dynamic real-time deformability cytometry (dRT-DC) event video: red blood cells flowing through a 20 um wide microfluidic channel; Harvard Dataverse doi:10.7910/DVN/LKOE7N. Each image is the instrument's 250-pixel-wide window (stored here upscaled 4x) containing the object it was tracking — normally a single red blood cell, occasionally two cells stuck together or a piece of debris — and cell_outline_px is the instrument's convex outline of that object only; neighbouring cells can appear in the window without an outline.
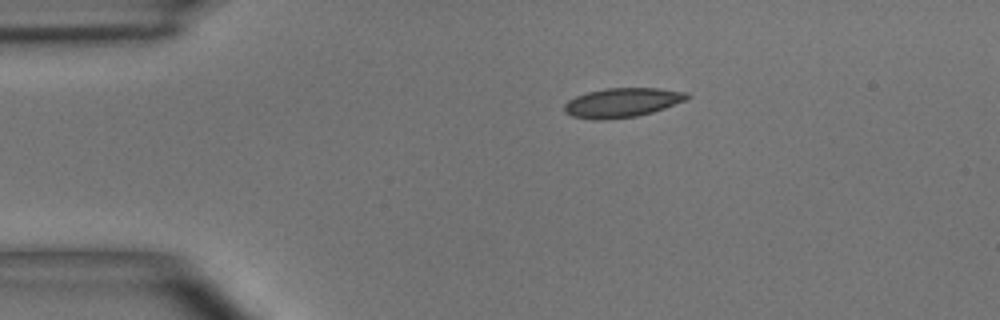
{"species": "common noctule bat (a hibernating species)", "species_latin": "Nyctalus noctula", "temperature_condition": "room temperature", "stored_images_in_passage": 2, "camera_frame_rate_fps": 3000, "um_per_image_px": 0.085, "animal": {"sex": "male", "body_mass_g": 15.6}, "frame": {"image": 1, "passage_image": 1, "time_ms": 0.0, "image_size_px": [1000, 320], "cell_outline_px": [[692, 96], [688, 100], [652, 112], [636, 116], [604, 120], [596, 120], [572, 116], [564, 112], [564, 104], [568, 100], [576, 96], [588, 92], [604, 88], [660, 88], [688, 92]], "centroid_in_image_um": [52.91, 8.71], "position_along_channel_um": 32.1, "area_um2": 21.15}}